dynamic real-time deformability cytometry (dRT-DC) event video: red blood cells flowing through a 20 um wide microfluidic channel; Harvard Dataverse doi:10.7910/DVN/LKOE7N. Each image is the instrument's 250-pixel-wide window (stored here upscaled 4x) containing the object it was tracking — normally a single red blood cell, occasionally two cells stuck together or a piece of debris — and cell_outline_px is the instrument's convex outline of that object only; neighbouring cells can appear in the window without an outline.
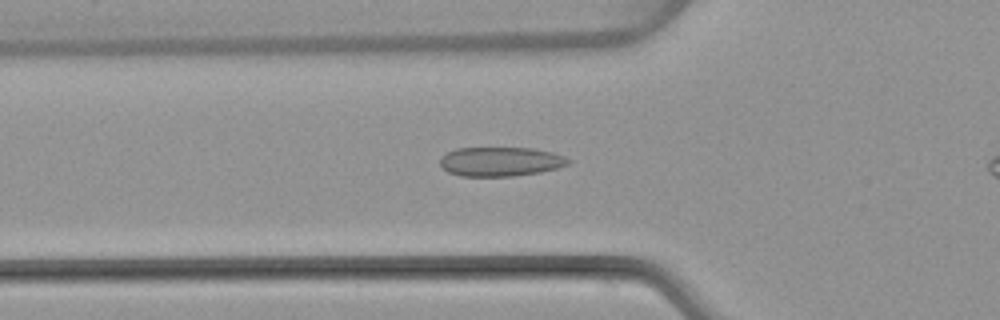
{"species": "common noctule bat (a hibernating species)", "species_latin": "Nyctalus noctula", "temperature_condition": "warm", "stored_images_in_passage": 29, "camera_frame_rate_fps": 3000, "um_per_image_px": 0.085, "animal": {"sex": "female", "body_mass_g": 22.7, "forearm_length_mm": 54.2}, "frame": {"image": 1, "passage_image": 2, "time_ms": 0.333, "image_size_px": [1000, 320], "cell_outline_px": [[572, 160], [568, 164], [556, 168], [540, 172], [512, 176], [460, 176], [448, 172], [440, 164], [440, 156], [456, 148], [532, 148], [552, 152], [564, 156]], "centroid_in_image_um": [42.53, 13.73], "position_along_channel_um": 83.3, "area_um2": 21.85}}
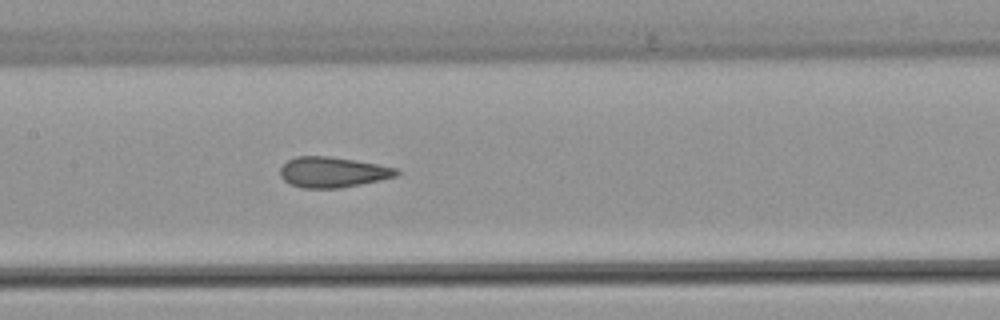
{"frame": {"image": 2, "passage_image": 9, "time_ms": 2.667, "image_size_px": [1000, 320], "cell_outline_px": [[400, 172], [396, 176], [380, 180], [360, 184], [336, 188], [300, 188], [284, 180], [280, 176], [280, 168], [288, 160], [296, 156], [328, 156], [356, 160], [396, 168]], "centroid_in_image_um": [28.25, 14.63], "position_along_channel_um": 179.1, "area_um2": 20.52}}
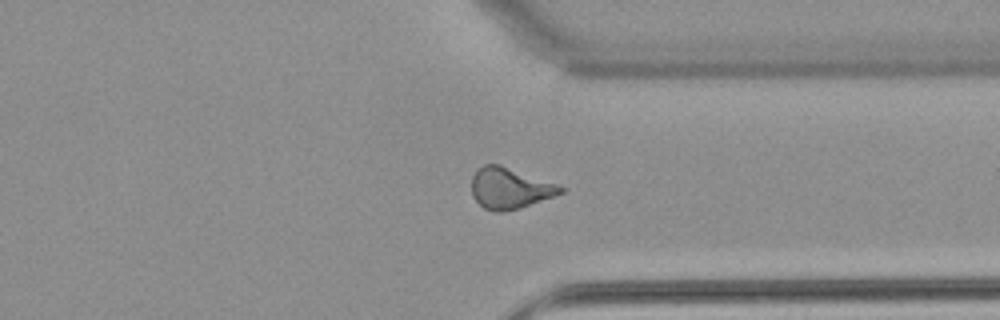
{"frame": {"image": 3, "passage_image": 23, "time_ms": 7.333, "image_size_px": [1000, 320], "cell_outline_px": [[568, 188], [564, 192], [504, 212], [496, 212], [484, 208], [472, 196], [472, 176], [484, 164], [500, 164]], "centroid_in_image_um": [43.32, 15.99], "position_along_channel_um": 368.1, "area_um2": 20.87}, "authors_computed_cell_mechanics": {"area_um2": 20.519, "velocity_mm_per_s": 4.0679, "shape_relaxation_time_tau1_ms": 11.1122, "shape_relaxation_time_tau2_ms": 1.351, "deformation_change_tau1": 0.2262, "deformation_change_tau2": 0.0743}}